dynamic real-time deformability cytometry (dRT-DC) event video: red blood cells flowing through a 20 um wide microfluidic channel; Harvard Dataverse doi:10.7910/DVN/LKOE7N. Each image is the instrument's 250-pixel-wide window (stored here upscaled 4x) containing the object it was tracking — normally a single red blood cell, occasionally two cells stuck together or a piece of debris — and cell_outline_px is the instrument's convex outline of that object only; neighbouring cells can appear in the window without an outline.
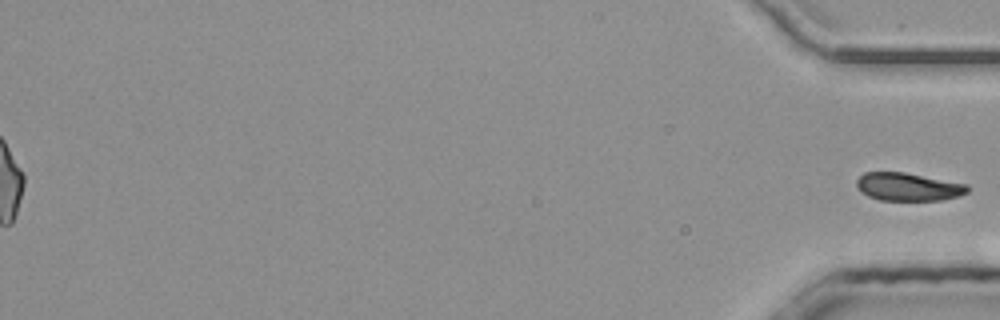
{"species": "common noctule bat (a hibernating species)", "species_latin": "Nyctalus noctula", "temperature_condition": "room temperature", "stored_images_in_passage": 48, "segment_of_instrument_passage": [2, 2], "camera_frame_rate_fps": 3000, "um_per_image_px": 0.085, "animal": {"sex": "male", "body_mass_g": 20.4}, "frame": {"image": 1, "passage_image": 48, "time_ms": 15.667, "image_size_px": [1000, 320], "cell_outline_px": [[968, 192], [960, 196], [940, 200], [880, 200], [868, 196], [860, 192], [856, 184], [856, 180], [864, 172], [904, 172], [968, 184]], "centroid_in_image_um": [77.19, 15.88], "position_along_channel_um": 358.0, "area_um2": 18.15}}